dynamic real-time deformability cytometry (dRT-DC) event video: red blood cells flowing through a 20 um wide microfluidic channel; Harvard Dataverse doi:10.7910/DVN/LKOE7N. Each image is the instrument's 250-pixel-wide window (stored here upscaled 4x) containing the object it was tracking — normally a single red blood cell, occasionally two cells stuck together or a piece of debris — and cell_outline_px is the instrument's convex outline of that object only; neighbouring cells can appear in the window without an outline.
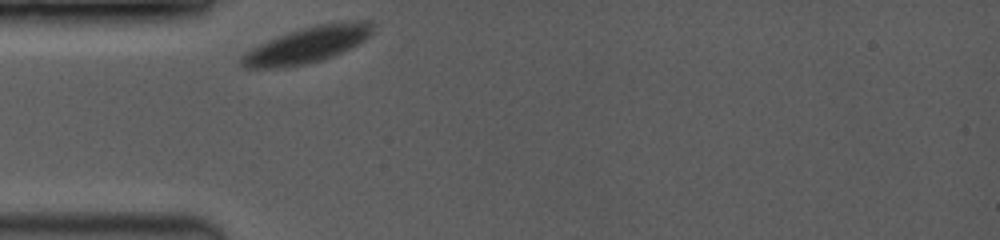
{"species": "common noctule bat (a hibernating species)", "species_latin": "Nyctalus noctula", "temperature_condition": "room temperature", "stored_images_in_passage": 12, "camera_frame_rate_fps": 3500, "um_per_image_px": 0.085, "animal": {"sex": "female", "body_mass_g": 19.0, "forearm_length_mm": 53.3}, "frame": {"image": 1, "passage_image": 1, "time_ms": 0.0, "image_size_px": [1000, 240], "cell_outline_px": [[372, 32], [364, 40], [332, 56], [320, 60], [304, 64], [280, 68], [244, 68], [240, 64], [240, 56], [244, 52], [260, 44], [280, 36], [304, 28], [320, 24], [348, 20], [368, 20], [372, 24]], "centroid_in_image_um": [26.09, 3.82], "position_along_channel_um": 58.9, "area_um2": 26.99}}
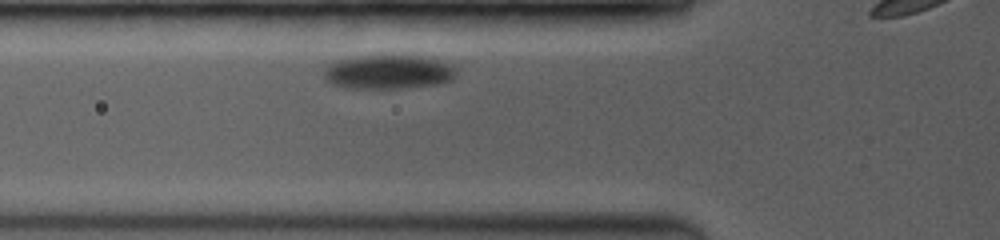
{"frame": {"image": 2, "passage_image": 6, "time_ms": 1.143, "image_size_px": [1000, 240], "cell_outline_px": [[456, 76], [452, 80], [436, 84], [408, 88], [348, 88], [332, 84], [324, 80], [324, 68], [328, 64], [340, 60], [368, 56], [420, 56], [440, 60], [452, 64], [456, 68]], "centroid_in_image_um": [33.04, 6.13], "position_along_channel_um": 92.8, "area_um2": 26.24}}
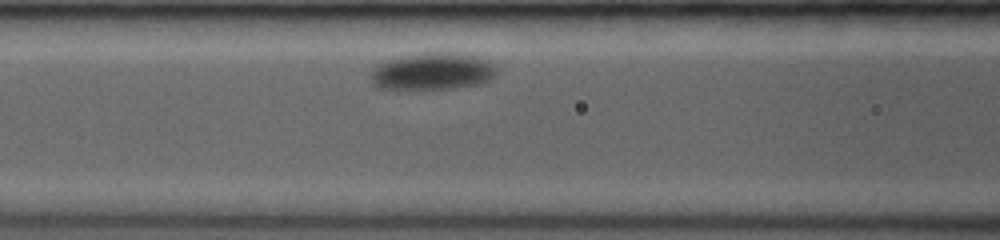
{"frame": {"image": 3, "passage_image": 10, "time_ms": 2.286, "image_size_px": [1000, 240], "cell_outline_px": [[496, 76], [492, 80], [480, 84], [452, 88], [376, 88], [372, 80], [372, 72], [376, 64], [388, 60], [428, 52], [452, 52], [472, 56], [488, 60], [496, 64]], "centroid_in_image_um": [36.84, 6.06], "position_along_channel_um": 129.8, "area_um2": 26.88}}